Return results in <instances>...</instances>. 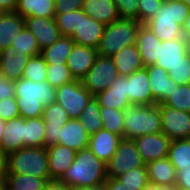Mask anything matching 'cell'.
Returning <instances> with one entry per match:
<instances>
[{
    "label": "cell",
    "mask_w": 190,
    "mask_h": 190,
    "mask_svg": "<svg viewBox=\"0 0 190 190\" xmlns=\"http://www.w3.org/2000/svg\"><path fill=\"white\" fill-rule=\"evenodd\" d=\"M183 37L190 36V13L181 26Z\"/></svg>",
    "instance_id": "cell-54"
},
{
    "label": "cell",
    "mask_w": 190,
    "mask_h": 190,
    "mask_svg": "<svg viewBox=\"0 0 190 190\" xmlns=\"http://www.w3.org/2000/svg\"><path fill=\"white\" fill-rule=\"evenodd\" d=\"M70 190H106V188L104 183H101L94 186L70 188Z\"/></svg>",
    "instance_id": "cell-55"
},
{
    "label": "cell",
    "mask_w": 190,
    "mask_h": 190,
    "mask_svg": "<svg viewBox=\"0 0 190 190\" xmlns=\"http://www.w3.org/2000/svg\"><path fill=\"white\" fill-rule=\"evenodd\" d=\"M45 131L42 117L25 119V147H45Z\"/></svg>",
    "instance_id": "cell-35"
},
{
    "label": "cell",
    "mask_w": 190,
    "mask_h": 190,
    "mask_svg": "<svg viewBox=\"0 0 190 190\" xmlns=\"http://www.w3.org/2000/svg\"><path fill=\"white\" fill-rule=\"evenodd\" d=\"M43 190H70V187L60 180H49Z\"/></svg>",
    "instance_id": "cell-51"
},
{
    "label": "cell",
    "mask_w": 190,
    "mask_h": 190,
    "mask_svg": "<svg viewBox=\"0 0 190 190\" xmlns=\"http://www.w3.org/2000/svg\"><path fill=\"white\" fill-rule=\"evenodd\" d=\"M122 139L121 136L115 133L101 129L90 135L88 148L98 159L107 164Z\"/></svg>",
    "instance_id": "cell-18"
},
{
    "label": "cell",
    "mask_w": 190,
    "mask_h": 190,
    "mask_svg": "<svg viewBox=\"0 0 190 190\" xmlns=\"http://www.w3.org/2000/svg\"><path fill=\"white\" fill-rule=\"evenodd\" d=\"M162 132V118L158 104L145 106L129 104L124 109L123 138L134 140L142 135Z\"/></svg>",
    "instance_id": "cell-4"
},
{
    "label": "cell",
    "mask_w": 190,
    "mask_h": 190,
    "mask_svg": "<svg viewBox=\"0 0 190 190\" xmlns=\"http://www.w3.org/2000/svg\"><path fill=\"white\" fill-rule=\"evenodd\" d=\"M25 147V119L18 117L5 122L1 151L8 155Z\"/></svg>",
    "instance_id": "cell-22"
},
{
    "label": "cell",
    "mask_w": 190,
    "mask_h": 190,
    "mask_svg": "<svg viewBox=\"0 0 190 190\" xmlns=\"http://www.w3.org/2000/svg\"><path fill=\"white\" fill-rule=\"evenodd\" d=\"M103 129L115 133L123 138L124 111L109 107H100Z\"/></svg>",
    "instance_id": "cell-37"
},
{
    "label": "cell",
    "mask_w": 190,
    "mask_h": 190,
    "mask_svg": "<svg viewBox=\"0 0 190 190\" xmlns=\"http://www.w3.org/2000/svg\"><path fill=\"white\" fill-rule=\"evenodd\" d=\"M118 76L112 59L110 57L98 56L87 75L80 81L90 94L96 96L110 87L111 83Z\"/></svg>",
    "instance_id": "cell-9"
},
{
    "label": "cell",
    "mask_w": 190,
    "mask_h": 190,
    "mask_svg": "<svg viewBox=\"0 0 190 190\" xmlns=\"http://www.w3.org/2000/svg\"><path fill=\"white\" fill-rule=\"evenodd\" d=\"M110 58L114 62L120 76H129L144 68L136 44L122 48Z\"/></svg>",
    "instance_id": "cell-29"
},
{
    "label": "cell",
    "mask_w": 190,
    "mask_h": 190,
    "mask_svg": "<svg viewBox=\"0 0 190 190\" xmlns=\"http://www.w3.org/2000/svg\"><path fill=\"white\" fill-rule=\"evenodd\" d=\"M69 68L65 62L47 64V81L54 87H60L65 83L73 81Z\"/></svg>",
    "instance_id": "cell-41"
},
{
    "label": "cell",
    "mask_w": 190,
    "mask_h": 190,
    "mask_svg": "<svg viewBox=\"0 0 190 190\" xmlns=\"http://www.w3.org/2000/svg\"><path fill=\"white\" fill-rule=\"evenodd\" d=\"M23 18L55 17L54 0H18L15 9Z\"/></svg>",
    "instance_id": "cell-30"
},
{
    "label": "cell",
    "mask_w": 190,
    "mask_h": 190,
    "mask_svg": "<svg viewBox=\"0 0 190 190\" xmlns=\"http://www.w3.org/2000/svg\"><path fill=\"white\" fill-rule=\"evenodd\" d=\"M42 118L45 122V147L58 144L60 128L70 120L68 113L58 103L54 102L46 105L42 112Z\"/></svg>",
    "instance_id": "cell-15"
},
{
    "label": "cell",
    "mask_w": 190,
    "mask_h": 190,
    "mask_svg": "<svg viewBox=\"0 0 190 190\" xmlns=\"http://www.w3.org/2000/svg\"><path fill=\"white\" fill-rule=\"evenodd\" d=\"M22 78L38 83L47 80V63L41 54L29 58Z\"/></svg>",
    "instance_id": "cell-38"
},
{
    "label": "cell",
    "mask_w": 190,
    "mask_h": 190,
    "mask_svg": "<svg viewBox=\"0 0 190 190\" xmlns=\"http://www.w3.org/2000/svg\"><path fill=\"white\" fill-rule=\"evenodd\" d=\"M169 77L177 84H190V58L183 56V61L168 70Z\"/></svg>",
    "instance_id": "cell-43"
},
{
    "label": "cell",
    "mask_w": 190,
    "mask_h": 190,
    "mask_svg": "<svg viewBox=\"0 0 190 190\" xmlns=\"http://www.w3.org/2000/svg\"><path fill=\"white\" fill-rule=\"evenodd\" d=\"M160 42L159 38L145 24L140 25L136 36V46L144 68L155 65Z\"/></svg>",
    "instance_id": "cell-25"
},
{
    "label": "cell",
    "mask_w": 190,
    "mask_h": 190,
    "mask_svg": "<svg viewBox=\"0 0 190 190\" xmlns=\"http://www.w3.org/2000/svg\"><path fill=\"white\" fill-rule=\"evenodd\" d=\"M133 141L145 163L166 158L171 143L163 132L142 135Z\"/></svg>",
    "instance_id": "cell-11"
},
{
    "label": "cell",
    "mask_w": 190,
    "mask_h": 190,
    "mask_svg": "<svg viewBox=\"0 0 190 190\" xmlns=\"http://www.w3.org/2000/svg\"><path fill=\"white\" fill-rule=\"evenodd\" d=\"M182 2H184L188 7H190V0H181Z\"/></svg>",
    "instance_id": "cell-60"
},
{
    "label": "cell",
    "mask_w": 190,
    "mask_h": 190,
    "mask_svg": "<svg viewBox=\"0 0 190 190\" xmlns=\"http://www.w3.org/2000/svg\"><path fill=\"white\" fill-rule=\"evenodd\" d=\"M74 45L75 42L71 37L61 36L51 46L45 47L41 50V55L47 64H57L60 61L66 63Z\"/></svg>",
    "instance_id": "cell-31"
},
{
    "label": "cell",
    "mask_w": 190,
    "mask_h": 190,
    "mask_svg": "<svg viewBox=\"0 0 190 190\" xmlns=\"http://www.w3.org/2000/svg\"><path fill=\"white\" fill-rule=\"evenodd\" d=\"M128 76H118L104 91L97 94L95 99L98 101L100 107L115 108L123 110L131 104L126 97V82Z\"/></svg>",
    "instance_id": "cell-20"
},
{
    "label": "cell",
    "mask_w": 190,
    "mask_h": 190,
    "mask_svg": "<svg viewBox=\"0 0 190 190\" xmlns=\"http://www.w3.org/2000/svg\"><path fill=\"white\" fill-rule=\"evenodd\" d=\"M93 97L80 80L74 79L56 88V102L65 109L70 119H77Z\"/></svg>",
    "instance_id": "cell-8"
},
{
    "label": "cell",
    "mask_w": 190,
    "mask_h": 190,
    "mask_svg": "<svg viewBox=\"0 0 190 190\" xmlns=\"http://www.w3.org/2000/svg\"><path fill=\"white\" fill-rule=\"evenodd\" d=\"M120 18L138 21L139 0H114Z\"/></svg>",
    "instance_id": "cell-45"
},
{
    "label": "cell",
    "mask_w": 190,
    "mask_h": 190,
    "mask_svg": "<svg viewBox=\"0 0 190 190\" xmlns=\"http://www.w3.org/2000/svg\"><path fill=\"white\" fill-rule=\"evenodd\" d=\"M106 190H131L122 184L118 178L107 177L104 182Z\"/></svg>",
    "instance_id": "cell-50"
},
{
    "label": "cell",
    "mask_w": 190,
    "mask_h": 190,
    "mask_svg": "<svg viewBox=\"0 0 190 190\" xmlns=\"http://www.w3.org/2000/svg\"><path fill=\"white\" fill-rule=\"evenodd\" d=\"M25 27V19L17 12H0V51L11 47Z\"/></svg>",
    "instance_id": "cell-26"
},
{
    "label": "cell",
    "mask_w": 190,
    "mask_h": 190,
    "mask_svg": "<svg viewBox=\"0 0 190 190\" xmlns=\"http://www.w3.org/2000/svg\"><path fill=\"white\" fill-rule=\"evenodd\" d=\"M185 55V37L161 41L158 43V57L155 65L168 71L171 67L183 61V56Z\"/></svg>",
    "instance_id": "cell-23"
},
{
    "label": "cell",
    "mask_w": 190,
    "mask_h": 190,
    "mask_svg": "<svg viewBox=\"0 0 190 190\" xmlns=\"http://www.w3.org/2000/svg\"><path fill=\"white\" fill-rule=\"evenodd\" d=\"M7 176V155L0 150V184L5 183Z\"/></svg>",
    "instance_id": "cell-52"
},
{
    "label": "cell",
    "mask_w": 190,
    "mask_h": 190,
    "mask_svg": "<svg viewBox=\"0 0 190 190\" xmlns=\"http://www.w3.org/2000/svg\"><path fill=\"white\" fill-rule=\"evenodd\" d=\"M5 122H6L5 120H2L0 118V149H1V139H2V136H3Z\"/></svg>",
    "instance_id": "cell-58"
},
{
    "label": "cell",
    "mask_w": 190,
    "mask_h": 190,
    "mask_svg": "<svg viewBox=\"0 0 190 190\" xmlns=\"http://www.w3.org/2000/svg\"><path fill=\"white\" fill-rule=\"evenodd\" d=\"M82 10L105 26L120 18L114 0H84Z\"/></svg>",
    "instance_id": "cell-28"
},
{
    "label": "cell",
    "mask_w": 190,
    "mask_h": 190,
    "mask_svg": "<svg viewBox=\"0 0 190 190\" xmlns=\"http://www.w3.org/2000/svg\"><path fill=\"white\" fill-rule=\"evenodd\" d=\"M90 134L78 119L68 120L59 131L58 144L80 151L88 147Z\"/></svg>",
    "instance_id": "cell-21"
},
{
    "label": "cell",
    "mask_w": 190,
    "mask_h": 190,
    "mask_svg": "<svg viewBox=\"0 0 190 190\" xmlns=\"http://www.w3.org/2000/svg\"><path fill=\"white\" fill-rule=\"evenodd\" d=\"M18 0H0V12H14Z\"/></svg>",
    "instance_id": "cell-53"
},
{
    "label": "cell",
    "mask_w": 190,
    "mask_h": 190,
    "mask_svg": "<svg viewBox=\"0 0 190 190\" xmlns=\"http://www.w3.org/2000/svg\"><path fill=\"white\" fill-rule=\"evenodd\" d=\"M0 190H9L5 183L0 184Z\"/></svg>",
    "instance_id": "cell-59"
},
{
    "label": "cell",
    "mask_w": 190,
    "mask_h": 190,
    "mask_svg": "<svg viewBox=\"0 0 190 190\" xmlns=\"http://www.w3.org/2000/svg\"><path fill=\"white\" fill-rule=\"evenodd\" d=\"M14 85L20 117L24 119L42 117L44 107L56 101V88L47 80L38 83L21 77Z\"/></svg>",
    "instance_id": "cell-1"
},
{
    "label": "cell",
    "mask_w": 190,
    "mask_h": 190,
    "mask_svg": "<svg viewBox=\"0 0 190 190\" xmlns=\"http://www.w3.org/2000/svg\"><path fill=\"white\" fill-rule=\"evenodd\" d=\"M155 104H163L178 85L169 77L168 71L156 65L145 67Z\"/></svg>",
    "instance_id": "cell-17"
},
{
    "label": "cell",
    "mask_w": 190,
    "mask_h": 190,
    "mask_svg": "<svg viewBox=\"0 0 190 190\" xmlns=\"http://www.w3.org/2000/svg\"><path fill=\"white\" fill-rule=\"evenodd\" d=\"M145 167L149 183L158 186L175 187L177 171L167 157L148 162Z\"/></svg>",
    "instance_id": "cell-27"
},
{
    "label": "cell",
    "mask_w": 190,
    "mask_h": 190,
    "mask_svg": "<svg viewBox=\"0 0 190 190\" xmlns=\"http://www.w3.org/2000/svg\"><path fill=\"white\" fill-rule=\"evenodd\" d=\"M55 21L62 36L71 37L80 24V9L67 13H55Z\"/></svg>",
    "instance_id": "cell-39"
},
{
    "label": "cell",
    "mask_w": 190,
    "mask_h": 190,
    "mask_svg": "<svg viewBox=\"0 0 190 190\" xmlns=\"http://www.w3.org/2000/svg\"><path fill=\"white\" fill-rule=\"evenodd\" d=\"M143 190H175V188L148 183Z\"/></svg>",
    "instance_id": "cell-56"
},
{
    "label": "cell",
    "mask_w": 190,
    "mask_h": 190,
    "mask_svg": "<svg viewBox=\"0 0 190 190\" xmlns=\"http://www.w3.org/2000/svg\"><path fill=\"white\" fill-rule=\"evenodd\" d=\"M107 179V166L87 147L76 151L74 162L68 167L60 181L70 188L94 186Z\"/></svg>",
    "instance_id": "cell-2"
},
{
    "label": "cell",
    "mask_w": 190,
    "mask_h": 190,
    "mask_svg": "<svg viewBox=\"0 0 190 190\" xmlns=\"http://www.w3.org/2000/svg\"><path fill=\"white\" fill-rule=\"evenodd\" d=\"M30 57L21 55L9 47L0 51V75L11 81H18Z\"/></svg>",
    "instance_id": "cell-24"
},
{
    "label": "cell",
    "mask_w": 190,
    "mask_h": 190,
    "mask_svg": "<svg viewBox=\"0 0 190 190\" xmlns=\"http://www.w3.org/2000/svg\"><path fill=\"white\" fill-rule=\"evenodd\" d=\"M176 171L175 190H190V169Z\"/></svg>",
    "instance_id": "cell-48"
},
{
    "label": "cell",
    "mask_w": 190,
    "mask_h": 190,
    "mask_svg": "<svg viewBox=\"0 0 190 190\" xmlns=\"http://www.w3.org/2000/svg\"><path fill=\"white\" fill-rule=\"evenodd\" d=\"M162 0H139L138 21L145 24L153 17L162 4Z\"/></svg>",
    "instance_id": "cell-44"
},
{
    "label": "cell",
    "mask_w": 190,
    "mask_h": 190,
    "mask_svg": "<svg viewBox=\"0 0 190 190\" xmlns=\"http://www.w3.org/2000/svg\"><path fill=\"white\" fill-rule=\"evenodd\" d=\"M158 106L162 118V132L170 140L190 138V113L163 104Z\"/></svg>",
    "instance_id": "cell-10"
},
{
    "label": "cell",
    "mask_w": 190,
    "mask_h": 190,
    "mask_svg": "<svg viewBox=\"0 0 190 190\" xmlns=\"http://www.w3.org/2000/svg\"><path fill=\"white\" fill-rule=\"evenodd\" d=\"M167 158L176 170L190 169V138L171 140Z\"/></svg>",
    "instance_id": "cell-32"
},
{
    "label": "cell",
    "mask_w": 190,
    "mask_h": 190,
    "mask_svg": "<svg viewBox=\"0 0 190 190\" xmlns=\"http://www.w3.org/2000/svg\"><path fill=\"white\" fill-rule=\"evenodd\" d=\"M15 95L14 81L4 78L0 75V100H4L8 97Z\"/></svg>",
    "instance_id": "cell-49"
},
{
    "label": "cell",
    "mask_w": 190,
    "mask_h": 190,
    "mask_svg": "<svg viewBox=\"0 0 190 190\" xmlns=\"http://www.w3.org/2000/svg\"><path fill=\"white\" fill-rule=\"evenodd\" d=\"M117 178L131 190H143L149 183L146 167L129 170Z\"/></svg>",
    "instance_id": "cell-42"
},
{
    "label": "cell",
    "mask_w": 190,
    "mask_h": 190,
    "mask_svg": "<svg viewBox=\"0 0 190 190\" xmlns=\"http://www.w3.org/2000/svg\"><path fill=\"white\" fill-rule=\"evenodd\" d=\"M11 47L20 53L21 55H27L28 57H33L41 54V50L37 44L36 38L33 34L26 28L22 29L21 33L18 34L17 38L12 42Z\"/></svg>",
    "instance_id": "cell-36"
},
{
    "label": "cell",
    "mask_w": 190,
    "mask_h": 190,
    "mask_svg": "<svg viewBox=\"0 0 190 190\" xmlns=\"http://www.w3.org/2000/svg\"><path fill=\"white\" fill-rule=\"evenodd\" d=\"M146 163L131 139H122L111 160L106 164L107 177L117 178L129 170L145 167Z\"/></svg>",
    "instance_id": "cell-7"
},
{
    "label": "cell",
    "mask_w": 190,
    "mask_h": 190,
    "mask_svg": "<svg viewBox=\"0 0 190 190\" xmlns=\"http://www.w3.org/2000/svg\"><path fill=\"white\" fill-rule=\"evenodd\" d=\"M50 180H60L74 162L76 151L67 146L55 144L46 148Z\"/></svg>",
    "instance_id": "cell-19"
},
{
    "label": "cell",
    "mask_w": 190,
    "mask_h": 190,
    "mask_svg": "<svg viewBox=\"0 0 190 190\" xmlns=\"http://www.w3.org/2000/svg\"><path fill=\"white\" fill-rule=\"evenodd\" d=\"M189 13L190 7L181 0L163 1L145 25L160 41L179 39L183 37L181 26Z\"/></svg>",
    "instance_id": "cell-3"
},
{
    "label": "cell",
    "mask_w": 190,
    "mask_h": 190,
    "mask_svg": "<svg viewBox=\"0 0 190 190\" xmlns=\"http://www.w3.org/2000/svg\"><path fill=\"white\" fill-rule=\"evenodd\" d=\"M186 56L190 58V36L185 37Z\"/></svg>",
    "instance_id": "cell-57"
},
{
    "label": "cell",
    "mask_w": 190,
    "mask_h": 190,
    "mask_svg": "<svg viewBox=\"0 0 190 190\" xmlns=\"http://www.w3.org/2000/svg\"><path fill=\"white\" fill-rule=\"evenodd\" d=\"M20 117L19 107L15 96L0 100V118L8 121Z\"/></svg>",
    "instance_id": "cell-46"
},
{
    "label": "cell",
    "mask_w": 190,
    "mask_h": 190,
    "mask_svg": "<svg viewBox=\"0 0 190 190\" xmlns=\"http://www.w3.org/2000/svg\"><path fill=\"white\" fill-rule=\"evenodd\" d=\"M49 180L26 174H9L7 172L5 184L9 190H43Z\"/></svg>",
    "instance_id": "cell-34"
},
{
    "label": "cell",
    "mask_w": 190,
    "mask_h": 190,
    "mask_svg": "<svg viewBox=\"0 0 190 190\" xmlns=\"http://www.w3.org/2000/svg\"><path fill=\"white\" fill-rule=\"evenodd\" d=\"M148 79L149 75L146 68L138 70L128 76L125 95L130 103L145 106L155 104Z\"/></svg>",
    "instance_id": "cell-13"
},
{
    "label": "cell",
    "mask_w": 190,
    "mask_h": 190,
    "mask_svg": "<svg viewBox=\"0 0 190 190\" xmlns=\"http://www.w3.org/2000/svg\"><path fill=\"white\" fill-rule=\"evenodd\" d=\"M55 13H67L75 11L76 9H82L84 0H54Z\"/></svg>",
    "instance_id": "cell-47"
},
{
    "label": "cell",
    "mask_w": 190,
    "mask_h": 190,
    "mask_svg": "<svg viewBox=\"0 0 190 190\" xmlns=\"http://www.w3.org/2000/svg\"><path fill=\"white\" fill-rule=\"evenodd\" d=\"M104 28V24L88 17L83 10L80 9L79 29L75 31L71 38L77 45L98 49Z\"/></svg>",
    "instance_id": "cell-16"
},
{
    "label": "cell",
    "mask_w": 190,
    "mask_h": 190,
    "mask_svg": "<svg viewBox=\"0 0 190 190\" xmlns=\"http://www.w3.org/2000/svg\"><path fill=\"white\" fill-rule=\"evenodd\" d=\"M7 172L50 179L46 147H24L8 154Z\"/></svg>",
    "instance_id": "cell-6"
},
{
    "label": "cell",
    "mask_w": 190,
    "mask_h": 190,
    "mask_svg": "<svg viewBox=\"0 0 190 190\" xmlns=\"http://www.w3.org/2000/svg\"><path fill=\"white\" fill-rule=\"evenodd\" d=\"M24 19L26 28L36 38L40 50L51 46L62 36L54 17H27Z\"/></svg>",
    "instance_id": "cell-12"
},
{
    "label": "cell",
    "mask_w": 190,
    "mask_h": 190,
    "mask_svg": "<svg viewBox=\"0 0 190 190\" xmlns=\"http://www.w3.org/2000/svg\"><path fill=\"white\" fill-rule=\"evenodd\" d=\"M98 56L97 49L75 44L66 61L71 76L75 80H82Z\"/></svg>",
    "instance_id": "cell-14"
},
{
    "label": "cell",
    "mask_w": 190,
    "mask_h": 190,
    "mask_svg": "<svg viewBox=\"0 0 190 190\" xmlns=\"http://www.w3.org/2000/svg\"><path fill=\"white\" fill-rule=\"evenodd\" d=\"M141 23L135 19L119 18L106 25L98 47L99 56L111 57L124 47L136 44Z\"/></svg>",
    "instance_id": "cell-5"
},
{
    "label": "cell",
    "mask_w": 190,
    "mask_h": 190,
    "mask_svg": "<svg viewBox=\"0 0 190 190\" xmlns=\"http://www.w3.org/2000/svg\"><path fill=\"white\" fill-rule=\"evenodd\" d=\"M163 105L190 113V84L178 85Z\"/></svg>",
    "instance_id": "cell-40"
},
{
    "label": "cell",
    "mask_w": 190,
    "mask_h": 190,
    "mask_svg": "<svg viewBox=\"0 0 190 190\" xmlns=\"http://www.w3.org/2000/svg\"><path fill=\"white\" fill-rule=\"evenodd\" d=\"M77 119L90 135L103 129L100 106L95 97L89 101Z\"/></svg>",
    "instance_id": "cell-33"
}]
</instances>
